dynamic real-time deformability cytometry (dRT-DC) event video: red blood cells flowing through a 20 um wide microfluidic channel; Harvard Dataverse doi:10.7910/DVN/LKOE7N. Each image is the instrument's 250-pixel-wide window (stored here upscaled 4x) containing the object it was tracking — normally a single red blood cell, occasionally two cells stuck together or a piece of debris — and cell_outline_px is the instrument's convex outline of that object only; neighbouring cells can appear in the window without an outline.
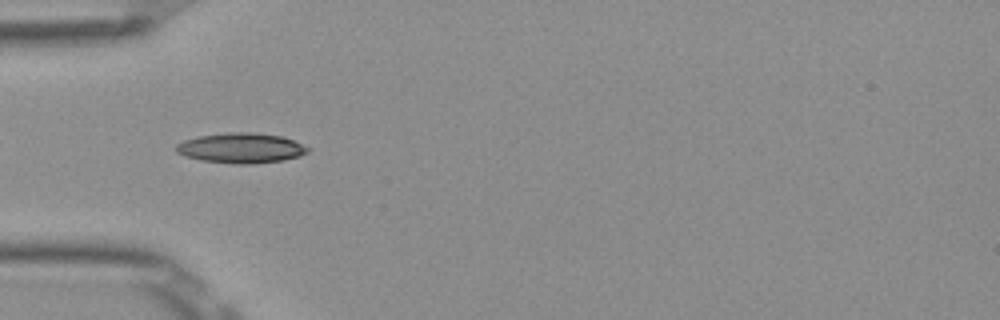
{"species": "Egyptian fruit bat (a non-hibernating species)", "species_latin": "Rousettus aegyptiacus", "temperature_condition": "room temperature", "stored_images_in_passage": 38, "camera_frame_rate_fps": 3000, "um_per_image_px": 0.085, "frame": {"image": 1, "passage_image": 2, "time_ms": 0.333, "image_size_px": [1000, 320], "cell_outline_px": [[312, 148], [308, 152], [300, 156], [284, 160], [252, 164], [236, 164], [200, 160], [176, 152], [176, 144], [184, 140], [200, 136], [228, 132], [252, 132], [284, 136]], "centroid_in_image_um": [20.55, 12.58], "position_along_channel_um": 64.5, "area_um2": 23.24}}
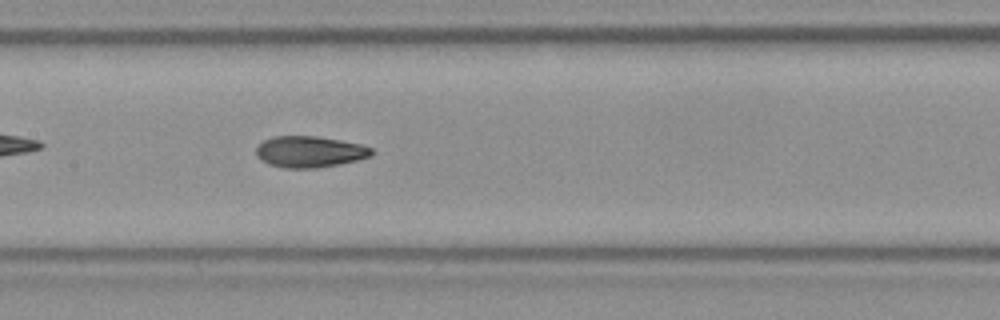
{"frame": {"image": 2, "passage_image": 11, "time_ms": 3.333, "image_size_px": [1000, 320], "cell_outline_px": [[376, 152], [368, 156], [356, 160], [316, 168], [284, 168], [268, 164], [260, 160], [256, 156], [256, 148], [264, 140], [272, 136], [316, 136], [340, 140], [360, 144], [372, 148]], "centroid_in_image_um": [26.28, 12.89], "position_along_channel_um": 181.1, "area_um2": 20.98}}
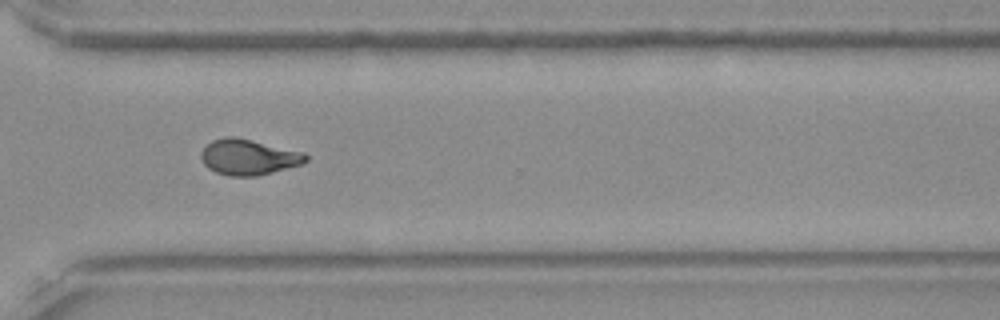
{"frame": {"image": 3, "passage_image": 24, "time_ms": 7.667, "image_size_px": [1000, 320], "cell_outline_px": [[308, 160], [300, 164], [272, 172], [256, 176], [228, 176], [216, 172], [208, 168], [204, 164], [200, 156], [200, 152], [212, 140], [224, 136], [236, 136], [304, 152], [308, 156]], "centroid_in_image_um": [21.1, 13.34], "position_along_channel_um": 349.5, "area_um2": 21.79}, "authors_computed_cell_mechanics": {"area_um2": 21.0681, "velocity_mm_per_s": 3.8978, "shape_relaxation_time_tau1_ms": 7.5713, "shape_relaxation_time_tau2_ms": 1.3431, "deformation_change_tau1": 0.2243, "deformation_change_tau2": 0.0635}}